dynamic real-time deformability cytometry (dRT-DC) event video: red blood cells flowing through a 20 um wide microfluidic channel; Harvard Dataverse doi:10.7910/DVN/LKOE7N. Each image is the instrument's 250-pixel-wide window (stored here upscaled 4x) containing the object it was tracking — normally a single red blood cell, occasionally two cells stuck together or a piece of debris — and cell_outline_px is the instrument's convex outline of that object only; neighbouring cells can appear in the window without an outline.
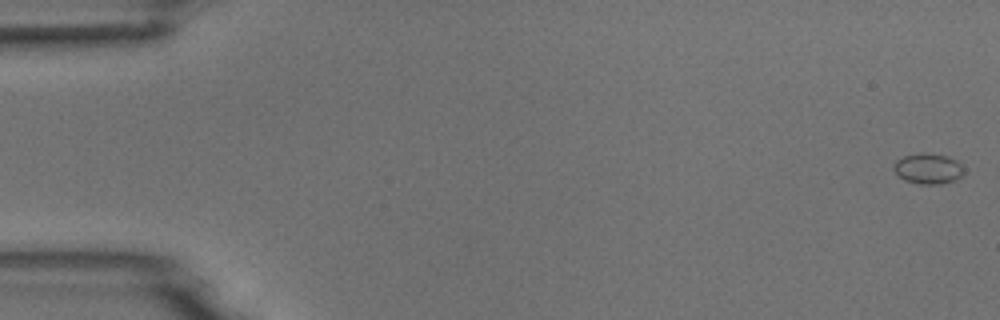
{"species": "common noctule bat (a hibernating species)", "species_latin": "Nyctalus noctula", "temperature_condition": "room temperature", "stored_images_in_passage": 3, "camera_frame_rate_fps": 3000, "um_per_image_px": 0.085, "animal": {"sex": "male", "body_mass_g": 18.8}, "frame": {"image": 1, "passage_image": 1, "time_ms": 0.0, "image_size_px": [1000, 320], "cell_outline_px": [[964, 172], [960, 176], [952, 180], [940, 184], [920, 184], [904, 180], [892, 168], [892, 164], [896, 160], [904, 156], [920, 152], [924, 152], [948, 156], [956, 160], [964, 168]], "centroid_in_image_um": [78.86, 14.31], "position_along_channel_um": 6.1, "area_um2": 12.48}}